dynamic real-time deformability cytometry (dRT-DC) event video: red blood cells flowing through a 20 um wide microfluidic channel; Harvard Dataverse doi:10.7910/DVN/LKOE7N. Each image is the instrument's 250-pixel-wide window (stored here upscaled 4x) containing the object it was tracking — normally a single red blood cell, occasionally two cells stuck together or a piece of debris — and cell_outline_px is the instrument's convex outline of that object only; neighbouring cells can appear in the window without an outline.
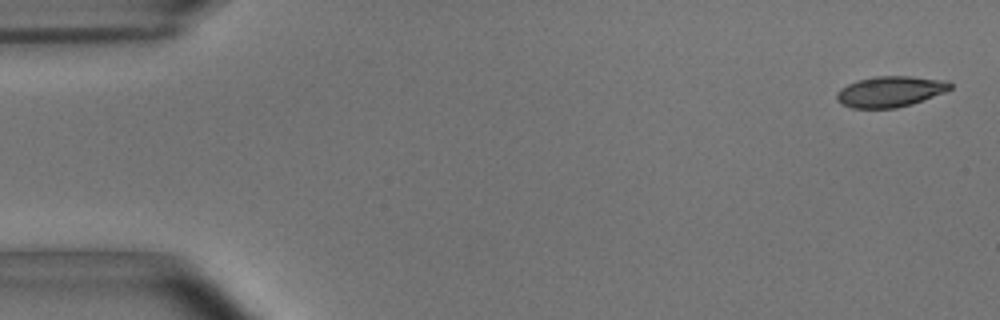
{"species": "common noctule bat (a hibernating species)", "species_latin": "Nyctalus noctula", "temperature_condition": "room temperature", "stored_images_in_passage": 53, "camera_frame_rate_fps": 3000, "um_per_image_px": 0.085, "animal": {"sex": "male", "body_mass_g": 15.6}, "frame": {"image": 1, "passage_image": 1, "time_ms": 0.0, "image_size_px": [1000, 320], "cell_outline_px": [[952, 88], [944, 92], [912, 104], [896, 108], [852, 108], [840, 104], [836, 100], [836, 92], [840, 88], [856, 80], [876, 76], [912, 76], [948, 80], [952, 84]], "centroid_in_image_um": [75.65, 7.77], "position_along_channel_um": 9.4, "area_um2": 20.58}}
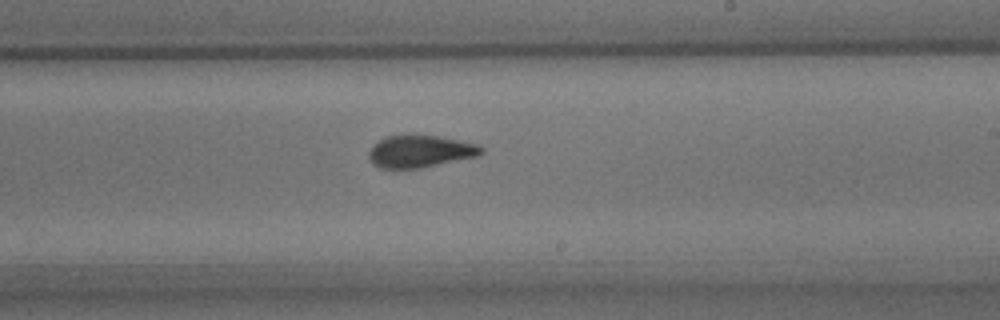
{"frame": {"image": 2, "passage_image": 31, "time_ms": 10.0, "image_size_px": [1000, 320], "cell_outline_px": [[484, 152], [480, 156], [420, 168], [380, 168], [372, 164], [368, 156], [368, 152], [380, 140], [388, 136], [436, 136], [460, 140], [476, 144], [484, 148]], "centroid_in_image_um": [35.76, 12.89], "position_along_channel_um": 253.2, "area_um2": 20.87}}
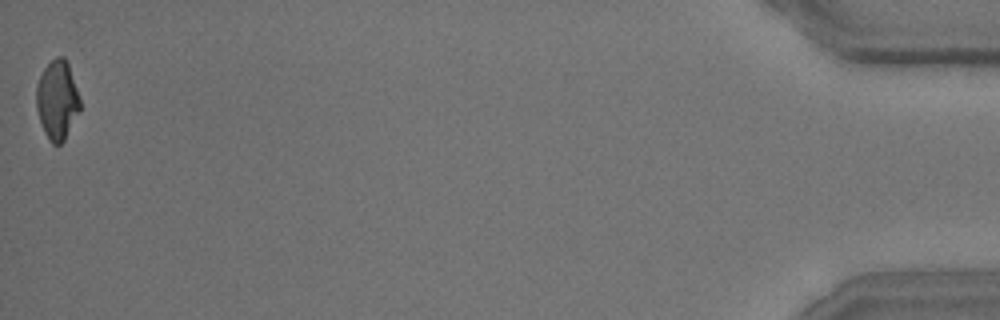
{"frame": {"image": 3, "passage_image": 53, "time_ms": 17.333, "image_size_px": [1000, 320], "cell_outline_px": [[80, 112], [64, 140], [60, 144], [52, 144], [48, 140], [44, 132], [36, 108], [36, 84], [44, 68], [56, 56], [64, 56], [68, 64], [80, 100]], "centroid_in_image_um": [4.85, 8.51], "position_along_channel_um": 430.3, "area_um2": 20.11}, "authors_computed_cell_mechanics": {"area_um2": 21.3282, "velocity_mm_per_s": 3.6931, "shape_relaxation_time_tau1_ms": 4.1696, "shape_relaxation_time_tau2_ms": 1.3889, "deformation_change_tau1": 0.1516, "deformation_change_tau2": 0.0787}}